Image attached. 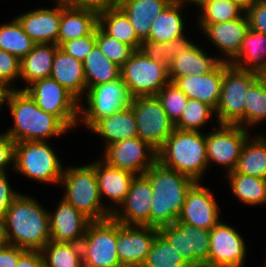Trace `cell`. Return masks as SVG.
<instances>
[{
  "instance_id": "1",
  "label": "cell",
  "mask_w": 266,
  "mask_h": 267,
  "mask_svg": "<svg viewBox=\"0 0 266 267\" xmlns=\"http://www.w3.org/2000/svg\"><path fill=\"white\" fill-rule=\"evenodd\" d=\"M152 186L150 227L173 225L181 213L188 190L196 182L156 161L144 174Z\"/></svg>"
},
{
  "instance_id": "2",
  "label": "cell",
  "mask_w": 266,
  "mask_h": 267,
  "mask_svg": "<svg viewBox=\"0 0 266 267\" xmlns=\"http://www.w3.org/2000/svg\"><path fill=\"white\" fill-rule=\"evenodd\" d=\"M6 105L13 124L4 132L15 143L48 141L69 132L56 116L42 110L25 90L11 89Z\"/></svg>"
},
{
  "instance_id": "3",
  "label": "cell",
  "mask_w": 266,
  "mask_h": 267,
  "mask_svg": "<svg viewBox=\"0 0 266 267\" xmlns=\"http://www.w3.org/2000/svg\"><path fill=\"white\" fill-rule=\"evenodd\" d=\"M2 222L9 244L40 251L51 241L49 211L31 196L20 193Z\"/></svg>"
},
{
  "instance_id": "4",
  "label": "cell",
  "mask_w": 266,
  "mask_h": 267,
  "mask_svg": "<svg viewBox=\"0 0 266 267\" xmlns=\"http://www.w3.org/2000/svg\"><path fill=\"white\" fill-rule=\"evenodd\" d=\"M157 161L201 182L208 169L206 133L174 129L157 152Z\"/></svg>"
},
{
  "instance_id": "5",
  "label": "cell",
  "mask_w": 266,
  "mask_h": 267,
  "mask_svg": "<svg viewBox=\"0 0 266 267\" xmlns=\"http://www.w3.org/2000/svg\"><path fill=\"white\" fill-rule=\"evenodd\" d=\"M59 186L64 188L61 197L91 221L112 217L101 200L96 171L91 163L64 168Z\"/></svg>"
},
{
  "instance_id": "6",
  "label": "cell",
  "mask_w": 266,
  "mask_h": 267,
  "mask_svg": "<svg viewBox=\"0 0 266 267\" xmlns=\"http://www.w3.org/2000/svg\"><path fill=\"white\" fill-rule=\"evenodd\" d=\"M49 141L15 143L14 171L40 184H60L64 166Z\"/></svg>"
},
{
  "instance_id": "7",
  "label": "cell",
  "mask_w": 266,
  "mask_h": 267,
  "mask_svg": "<svg viewBox=\"0 0 266 267\" xmlns=\"http://www.w3.org/2000/svg\"><path fill=\"white\" fill-rule=\"evenodd\" d=\"M258 73L241 70L223 62L220 100L215 110L217 124L238 125L245 129V101Z\"/></svg>"
},
{
  "instance_id": "8",
  "label": "cell",
  "mask_w": 266,
  "mask_h": 267,
  "mask_svg": "<svg viewBox=\"0 0 266 267\" xmlns=\"http://www.w3.org/2000/svg\"><path fill=\"white\" fill-rule=\"evenodd\" d=\"M86 104L79 103V120L82 127L90 130L99 120L131 105L127 86L122 77L89 88L86 93Z\"/></svg>"
},
{
  "instance_id": "9",
  "label": "cell",
  "mask_w": 266,
  "mask_h": 267,
  "mask_svg": "<svg viewBox=\"0 0 266 267\" xmlns=\"http://www.w3.org/2000/svg\"><path fill=\"white\" fill-rule=\"evenodd\" d=\"M121 77L132 98L156 96L170 82L168 67L151 60L140 50H134L123 64Z\"/></svg>"
},
{
  "instance_id": "10",
  "label": "cell",
  "mask_w": 266,
  "mask_h": 267,
  "mask_svg": "<svg viewBox=\"0 0 266 267\" xmlns=\"http://www.w3.org/2000/svg\"><path fill=\"white\" fill-rule=\"evenodd\" d=\"M117 221H91L81 242L83 264L88 267H123L116 250Z\"/></svg>"
},
{
  "instance_id": "11",
  "label": "cell",
  "mask_w": 266,
  "mask_h": 267,
  "mask_svg": "<svg viewBox=\"0 0 266 267\" xmlns=\"http://www.w3.org/2000/svg\"><path fill=\"white\" fill-rule=\"evenodd\" d=\"M45 112L56 116L69 130L79 124V101L56 80L43 78L24 89Z\"/></svg>"
},
{
  "instance_id": "12",
  "label": "cell",
  "mask_w": 266,
  "mask_h": 267,
  "mask_svg": "<svg viewBox=\"0 0 266 267\" xmlns=\"http://www.w3.org/2000/svg\"><path fill=\"white\" fill-rule=\"evenodd\" d=\"M130 106L135 115L138 137L158 152L174 131V123L157 96L132 98Z\"/></svg>"
},
{
  "instance_id": "13",
  "label": "cell",
  "mask_w": 266,
  "mask_h": 267,
  "mask_svg": "<svg viewBox=\"0 0 266 267\" xmlns=\"http://www.w3.org/2000/svg\"><path fill=\"white\" fill-rule=\"evenodd\" d=\"M216 125L214 131L206 134L208 168L213 163L223 167L228 173L235 170L243 145L251 133L238 125Z\"/></svg>"
},
{
  "instance_id": "14",
  "label": "cell",
  "mask_w": 266,
  "mask_h": 267,
  "mask_svg": "<svg viewBox=\"0 0 266 267\" xmlns=\"http://www.w3.org/2000/svg\"><path fill=\"white\" fill-rule=\"evenodd\" d=\"M102 154L107 164L136 175H143L157 161V151L139 137L110 144Z\"/></svg>"
},
{
  "instance_id": "15",
  "label": "cell",
  "mask_w": 266,
  "mask_h": 267,
  "mask_svg": "<svg viewBox=\"0 0 266 267\" xmlns=\"http://www.w3.org/2000/svg\"><path fill=\"white\" fill-rule=\"evenodd\" d=\"M157 228L117 221V254L122 266L142 267L158 235Z\"/></svg>"
},
{
  "instance_id": "16",
  "label": "cell",
  "mask_w": 266,
  "mask_h": 267,
  "mask_svg": "<svg viewBox=\"0 0 266 267\" xmlns=\"http://www.w3.org/2000/svg\"><path fill=\"white\" fill-rule=\"evenodd\" d=\"M247 246L239 231L222 219L210 230L208 262L212 264L244 267Z\"/></svg>"
},
{
  "instance_id": "17",
  "label": "cell",
  "mask_w": 266,
  "mask_h": 267,
  "mask_svg": "<svg viewBox=\"0 0 266 267\" xmlns=\"http://www.w3.org/2000/svg\"><path fill=\"white\" fill-rule=\"evenodd\" d=\"M220 220V208L213 192L196 181L186 194L177 221L211 230Z\"/></svg>"
},
{
  "instance_id": "18",
  "label": "cell",
  "mask_w": 266,
  "mask_h": 267,
  "mask_svg": "<svg viewBox=\"0 0 266 267\" xmlns=\"http://www.w3.org/2000/svg\"><path fill=\"white\" fill-rule=\"evenodd\" d=\"M152 186L144 175H136L124 202L112 214L121 224L150 227Z\"/></svg>"
},
{
  "instance_id": "19",
  "label": "cell",
  "mask_w": 266,
  "mask_h": 267,
  "mask_svg": "<svg viewBox=\"0 0 266 267\" xmlns=\"http://www.w3.org/2000/svg\"><path fill=\"white\" fill-rule=\"evenodd\" d=\"M198 27L221 52L219 59L230 63L240 51L242 40L249 28V20L245 13L235 20L217 24H198Z\"/></svg>"
},
{
  "instance_id": "20",
  "label": "cell",
  "mask_w": 266,
  "mask_h": 267,
  "mask_svg": "<svg viewBox=\"0 0 266 267\" xmlns=\"http://www.w3.org/2000/svg\"><path fill=\"white\" fill-rule=\"evenodd\" d=\"M91 220L62 197L49 212L51 241L81 244Z\"/></svg>"
},
{
  "instance_id": "21",
  "label": "cell",
  "mask_w": 266,
  "mask_h": 267,
  "mask_svg": "<svg viewBox=\"0 0 266 267\" xmlns=\"http://www.w3.org/2000/svg\"><path fill=\"white\" fill-rule=\"evenodd\" d=\"M94 161L90 163L96 171L101 200L113 214L124 202L136 174L107 164L101 156L100 160ZM105 198L111 200L110 204L104 202Z\"/></svg>"
},
{
  "instance_id": "22",
  "label": "cell",
  "mask_w": 266,
  "mask_h": 267,
  "mask_svg": "<svg viewBox=\"0 0 266 267\" xmlns=\"http://www.w3.org/2000/svg\"><path fill=\"white\" fill-rule=\"evenodd\" d=\"M53 8H36L15 16L25 33L35 44L57 45L61 21V0H53Z\"/></svg>"
},
{
  "instance_id": "23",
  "label": "cell",
  "mask_w": 266,
  "mask_h": 267,
  "mask_svg": "<svg viewBox=\"0 0 266 267\" xmlns=\"http://www.w3.org/2000/svg\"><path fill=\"white\" fill-rule=\"evenodd\" d=\"M190 99L206 103L216 110L220 100L223 81V62L213 71L203 75L169 78Z\"/></svg>"
},
{
  "instance_id": "24",
  "label": "cell",
  "mask_w": 266,
  "mask_h": 267,
  "mask_svg": "<svg viewBox=\"0 0 266 267\" xmlns=\"http://www.w3.org/2000/svg\"><path fill=\"white\" fill-rule=\"evenodd\" d=\"M98 26V11L61 0V21L57 45L90 35Z\"/></svg>"
},
{
  "instance_id": "25",
  "label": "cell",
  "mask_w": 266,
  "mask_h": 267,
  "mask_svg": "<svg viewBox=\"0 0 266 267\" xmlns=\"http://www.w3.org/2000/svg\"><path fill=\"white\" fill-rule=\"evenodd\" d=\"M193 42L186 50L178 53L168 66L169 78H183L189 75H203L213 71L222 61L209 56L200 44Z\"/></svg>"
},
{
  "instance_id": "26",
  "label": "cell",
  "mask_w": 266,
  "mask_h": 267,
  "mask_svg": "<svg viewBox=\"0 0 266 267\" xmlns=\"http://www.w3.org/2000/svg\"><path fill=\"white\" fill-rule=\"evenodd\" d=\"M50 77L69 91L79 102L87 91L84 66L73 56L63 52L59 47L55 52Z\"/></svg>"
},
{
  "instance_id": "27",
  "label": "cell",
  "mask_w": 266,
  "mask_h": 267,
  "mask_svg": "<svg viewBox=\"0 0 266 267\" xmlns=\"http://www.w3.org/2000/svg\"><path fill=\"white\" fill-rule=\"evenodd\" d=\"M105 141L104 147L123 140L138 137L136 119L131 106L99 120L90 133Z\"/></svg>"
},
{
  "instance_id": "28",
  "label": "cell",
  "mask_w": 266,
  "mask_h": 267,
  "mask_svg": "<svg viewBox=\"0 0 266 267\" xmlns=\"http://www.w3.org/2000/svg\"><path fill=\"white\" fill-rule=\"evenodd\" d=\"M172 0H121L118 7L128 17L137 36L143 41L149 36L152 21Z\"/></svg>"
},
{
  "instance_id": "29",
  "label": "cell",
  "mask_w": 266,
  "mask_h": 267,
  "mask_svg": "<svg viewBox=\"0 0 266 267\" xmlns=\"http://www.w3.org/2000/svg\"><path fill=\"white\" fill-rule=\"evenodd\" d=\"M58 45L52 43L35 44L32 50L21 59L20 62V80H24L25 85L19 90H24L31 83L49 78L55 52Z\"/></svg>"
},
{
  "instance_id": "30",
  "label": "cell",
  "mask_w": 266,
  "mask_h": 267,
  "mask_svg": "<svg viewBox=\"0 0 266 267\" xmlns=\"http://www.w3.org/2000/svg\"><path fill=\"white\" fill-rule=\"evenodd\" d=\"M187 5L171 1L152 21L147 41L169 42L185 35V20L183 9ZM183 8V9H182ZM182 13V14H181Z\"/></svg>"
},
{
  "instance_id": "31",
  "label": "cell",
  "mask_w": 266,
  "mask_h": 267,
  "mask_svg": "<svg viewBox=\"0 0 266 267\" xmlns=\"http://www.w3.org/2000/svg\"><path fill=\"white\" fill-rule=\"evenodd\" d=\"M241 70L259 73L266 68V34L248 28L240 51L229 63Z\"/></svg>"
},
{
  "instance_id": "32",
  "label": "cell",
  "mask_w": 266,
  "mask_h": 267,
  "mask_svg": "<svg viewBox=\"0 0 266 267\" xmlns=\"http://www.w3.org/2000/svg\"><path fill=\"white\" fill-rule=\"evenodd\" d=\"M98 26L109 36L120 42L139 50L142 40L137 36L128 17L119 7L98 11Z\"/></svg>"
},
{
  "instance_id": "33",
  "label": "cell",
  "mask_w": 266,
  "mask_h": 267,
  "mask_svg": "<svg viewBox=\"0 0 266 267\" xmlns=\"http://www.w3.org/2000/svg\"><path fill=\"white\" fill-rule=\"evenodd\" d=\"M266 135L249 136L243 145L235 171L266 180Z\"/></svg>"
},
{
  "instance_id": "34",
  "label": "cell",
  "mask_w": 266,
  "mask_h": 267,
  "mask_svg": "<svg viewBox=\"0 0 266 267\" xmlns=\"http://www.w3.org/2000/svg\"><path fill=\"white\" fill-rule=\"evenodd\" d=\"M232 193L241 203L251 206H266V180L235 170L226 174Z\"/></svg>"
},
{
  "instance_id": "35",
  "label": "cell",
  "mask_w": 266,
  "mask_h": 267,
  "mask_svg": "<svg viewBox=\"0 0 266 267\" xmlns=\"http://www.w3.org/2000/svg\"><path fill=\"white\" fill-rule=\"evenodd\" d=\"M83 66L87 90L121 77V67L105 57L97 43L87 55Z\"/></svg>"
},
{
  "instance_id": "36",
  "label": "cell",
  "mask_w": 266,
  "mask_h": 267,
  "mask_svg": "<svg viewBox=\"0 0 266 267\" xmlns=\"http://www.w3.org/2000/svg\"><path fill=\"white\" fill-rule=\"evenodd\" d=\"M200 7V8H199ZM197 24H217L241 18L246 10L231 0H203L197 5Z\"/></svg>"
},
{
  "instance_id": "37",
  "label": "cell",
  "mask_w": 266,
  "mask_h": 267,
  "mask_svg": "<svg viewBox=\"0 0 266 267\" xmlns=\"http://www.w3.org/2000/svg\"><path fill=\"white\" fill-rule=\"evenodd\" d=\"M46 267H81L82 248L79 243L49 241L41 250Z\"/></svg>"
},
{
  "instance_id": "38",
  "label": "cell",
  "mask_w": 266,
  "mask_h": 267,
  "mask_svg": "<svg viewBox=\"0 0 266 267\" xmlns=\"http://www.w3.org/2000/svg\"><path fill=\"white\" fill-rule=\"evenodd\" d=\"M34 45L35 43L25 33L15 17L13 20L1 23L0 49L17 56L21 60L32 50Z\"/></svg>"
},
{
  "instance_id": "39",
  "label": "cell",
  "mask_w": 266,
  "mask_h": 267,
  "mask_svg": "<svg viewBox=\"0 0 266 267\" xmlns=\"http://www.w3.org/2000/svg\"><path fill=\"white\" fill-rule=\"evenodd\" d=\"M194 41L187 35L180 36L169 42L143 40L140 51L157 63H164L167 67L172 59L180 52L186 50Z\"/></svg>"
},
{
  "instance_id": "40",
  "label": "cell",
  "mask_w": 266,
  "mask_h": 267,
  "mask_svg": "<svg viewBox=\"0 0 266 267\" xmlns=\"http://www.w3.org/2000/svg\"><path fill=\"white\" fill-rule=\"evenodd\" d=\"M213 116L216 117L215 110L211 106L188 98L184 111L174 127L181 131H200L209 121L211 122Z\"/></svg>"
},
{
  "instance_id": "41",
  "label": "cell",
  "mask_w": 266,
  "mask_h": 267,
  "mask_svg": "<svg viewBox=\"0 0 266 267\" xmlns=\"http://www.w3.org/2000/svg\"><path fill=\"white\" fill-rule=\"evenodd\" d=\"M264 121H266V87L258 78L247 91L245 129H252Z\"/></svg>"
},
{
  "instance_id": "42",
  "label": "cell",
  "mask_w": 266,
  "mask_h": 267,
  "mask_svg": "<svg viewBox=\"0 0 266 267\" xmlns=\"http://www.w3.org/2000/svg\"><path fill=\"white\" fill-rule=\"evenodd\" d=\"M159 234L181 255L190 267H198L201 261L189 253L188 224L176 221L173 225L158 229Z\"/></svg>"
},
{
  "instance_id": "43",
  "label": "cell",
  "mask_w": 266,
  "mask_h": 267,
  "mask_svg": "<svg viewBox=\"0 0 266 267\" xmlns=\"http://www.w3.org/2000/svg\"><path fill=\"white\" fill-rule=\"evenodd\" d=\"M142 267H190L159 233Z\"/></svg>"
},
{
  "instance_id": "44",
  "label": "cell",
  "mask_w": 266,
  "mask_h": 267,
  "mask_svg": "<svg viewBox=\"0 0 266 267\" xmlns=\"http://www.w3.org/2000/svg\"><path fill=\"white\" fill-rule=\"evenodd\" d=\"M168 118L175 124L181 117L188 97L173 82L167 83L157 94Z\"/></svg>"
},
{
  "instance_id": "45",
  "label": "cell",
  "mask_w": 266,
  "mask_h": 267,
  "mask_svg": "<svg viewBox=\"0 0 266 267\" xmlns=\"http://www.w3.org/2000/svg\"><path fill=\"white\" fill-rule=\"evenodd\" d=\"M96 43L104 56L119 67L123 66L134 51L130 46L106 34L99 26L96 27Z\"/></svg>"
},
{
  "instance_id": "46",
  "label": "cell",
  "mask_w": 266,
  "mask_h": 267,
  "mask_svg": "<svg viewBox=\"0 0 266 267\" xmlns=\"http://www.w3.org/2000/svg\"><path fill=\"white\" fill-rule=\"evenodd\" d=\"M188 242L189 253H194L201 262H208L210 230L188 224Z\"/></svg>"
},
{
  "instance_id": "47",
  "label": "cell",
  "mask_w": 266,
  "mask_h": 267,
  "mask_svg": "<svg viewBox=\"0 0 266 267\" xmlns=\"http://www.w3.org/2000/svg\"><path fill=\"white\" fill-rule=\"evenodd\" d=\"M20 62L17 56L0 49V82L10 89H17L13 82L20 78Z\"/></svg>"
},
{
  "instance_id": "48",
  "label": "cell",
  "mask_w": 266,
  "mask_h": 267,
  "mask_svg": "<svg viewBox=\"0 0 266 267\" xmlns=\"http://www.w3.org/2000/svg\"><path fill=\"white\" fill-rule=\"evenodd\" d=\"M96 44V29L88 36L62 43L59 48L82 63Z\"/></svg>"
},
{
  "instance_id": "49",
  "label": "cell",
  "mask_w": 266,
  "mask_h": 267,
  "mask_svg": "<svg viewBox=\"0 0 266 267\" xmlns=\"http://www.w3.org/2000/svg\"><path fill=\"white\" fill-rule=\"evenodd\" d=\"M249 28L266 34V0H256L246 9Z\"/></svg>"
},
{
  "instance_id": "50",
  "label": "cell",
  "mask_w": 266,
  "mask_h": 267,
  "mask_svg": "<svg viewBox=\"0 0 266 267\" xmlns=\"http://www.w3.org/2000/svg\"><path fill=\"white\" fill-rule=\"evenodd\" d=\"M15 141L5 132L0 133V174L14 170ZM10 166V167H9Z\"/></svg>"
},
{
  "instance_id": "51",
  "label": "cell",
  "mask_w": 266,
  "mask_h": 267,
  "mask_svg": "<svg viewBox=\"0 0 266 267\" xmlns=\"http://www.w3.org/2000/svg\"><path fill=\"white\" fill-rule=\"evenodd\" d=\"M8 178V172L0 174V219L5 216L12 202L20 194L12 188Z\"/></svg>"
},
{
  "instance_id": "52",
  "label": "cell",
  "mask_w": 266,
  "mask_h": 267,
  "mask_svg": "<svg viewBox=\"0 0 266 267\" xmlns=\"http://www.w3.org/2000/svg\"><path fill=\"white\" fill-rule=\"evenodd\" d=\"M26 250L9 244L0 250V267H16L19 257Z\"/></svg>"
},
{
  "instance_id": "53",
  "label": "cell",
  "mask_w": 266,
  "mask_h": 267,
  "mask_svg": "<svg viewBox=\"0 0 266 267\" xmlns=\"http://www.w3.org/2000/svg\"><path fill=\"white\" fill-rule=\"evenodd\" d=\"M69 4L101 11L108 8L118 7L121 0H66Z\"/></svg>"
},
{
  "instance_id": "54",
  "label": "cell",
  "mask_w": 266,
  "mask_h": 267,
  "mask_svg": "<svg viewBox=\"0 0 266 267\" xmlns=\"http://www.w3.org/2000/svg\"><path fill=\"white\" fill-rule=\"evenodd\" d=\"M16 267H46L39 250H26L18 260Z\"/></svg>"
},
{
  "instance_id": "55",
  "label": "cell",
  "mask_w": 266,
  "mask_h": 267,
  "mask_svg": "<svg viewBox=\"0 0 266 267\" xmlns=\"http://www.w3.org/2000/svg\"><path fill=\"white\" fill-rule=\"evenodd\" d=\"M10 90L11 89L5 83L0 82V110L6 105L7 97Z\"/></svg>"
},
{
  "instance_id": "56",
  "label": "cell",
  "mask_w": 266,
  "mask_h": 267,
  "mask_svg": "<svg viewBox=\"0 0 266 267\" xmlns=\"http://www.w3.org/2000/svg\"><path fill=\"white\" fill-rule=\"evenodd\" d=\"M7 245H9L7 234L2 219H0V250L4 249Z\"/></svg>"
},
{
  "instance_id": "57",
  "label": "cell",
  "mask_w": 266,
  "mask_h": 267,
  "mask_svg": "<svg viewBox=\"0 0 266 267\" xmlns=\"http://www.w3.org/2000/svg\"><path fill=\"white\" fill-rule=\"evenodd\" d=\"M231 1L238 3L246 10L256 0H231Z\"/></svg>"
},
{
  "instance_id": "58",
  "label": "cell",
  "mask_w": 266,
  "mask_h": 267,
  "mask_svg": "<svg viewBox=\"0 0 266 267\" xmlns=\"http://www.w3.org/2000/svg\"><path fill=\"white\" fill-rule=\"evenodd\" d=\"M172 1H175V2H179V3H182V4H193V5H199L203 0H172Z\"/></svg>"
},
{
  "instance_id": "59",
  "label": "cell",
  "mask_w": 266,
  "mask_h": 267,
  "mask_svg": "<svg viewBox=\"0 0 266 267\" xmlns=\"http://www.w3.org/2000/svg\"><path fill=\"white\" fill-rule=\"evenodd\" d=\"M198 267H233L230 265L212 264L209 262H201Z\"/></svg>"
},
{
  "instance_id": "60",
  "label": "cell",
  "mask_w": 266,
  "mask_h": 267,
  "mask_svg": "<svg viewBox=\"0 0 266 267\" xmlns=\"http://www.w3.org/2000/svg\"><path fill=\"white\" fill-rule=\"evenodd\" d=\"M259 79L261 80V82L264 84V86L266 87V68L261 70L258 73Z\"/></svg>"
}]
</instances>
